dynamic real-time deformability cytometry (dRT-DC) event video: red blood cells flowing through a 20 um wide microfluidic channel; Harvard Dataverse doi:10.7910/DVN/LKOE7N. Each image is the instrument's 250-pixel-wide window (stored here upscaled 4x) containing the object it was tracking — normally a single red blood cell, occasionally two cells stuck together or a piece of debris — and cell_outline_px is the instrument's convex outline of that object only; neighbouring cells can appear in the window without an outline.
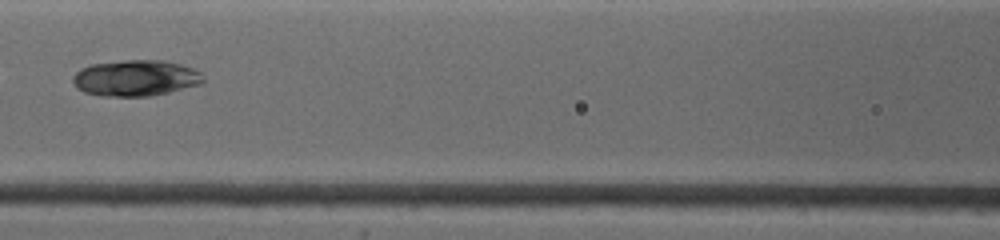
{"species": "common noctule bat (a hibernating species)", "species_latin": "Nyctalus noctula", "temperature_condition": "warm", "stored_images_in_passage": 5, "camera_frame_rate_fps": 4500, "um_per_image_px": 0.085, "animal": {"sex": "female", "body_mass_g": 19.0, "forearm_length_mm": 53.3}, "frame": {"image": 1, "passage_image": 4, "time_ms": 2.667, "image_size_px": [1000, 240], "cell_outline_px": [[204, 80], [200, 84], [152, 96], [104, 96], [84, 92], [76, 88], [72, 80], [76, 72], [80, 68], [92, 64], [128, 60], [160, 60], [180, 64], [192, 68], [200, 72]], "centroid_in_image_um": [11.5, 6.64], "position_along_channel_um": 155.1, "area_um2": 27.22}}